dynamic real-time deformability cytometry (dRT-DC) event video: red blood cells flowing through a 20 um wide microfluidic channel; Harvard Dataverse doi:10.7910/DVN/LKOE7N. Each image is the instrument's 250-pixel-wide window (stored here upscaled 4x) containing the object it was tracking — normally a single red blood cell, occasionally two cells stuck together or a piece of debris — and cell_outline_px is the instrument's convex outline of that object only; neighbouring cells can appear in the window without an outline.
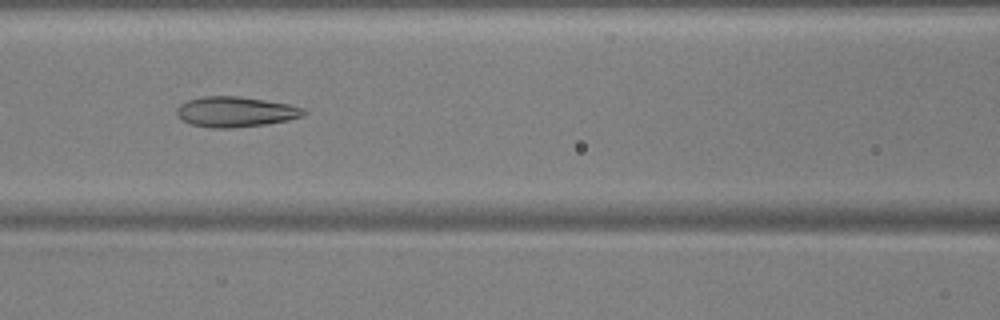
{"species": "common noctule bat (a hibernating species)", "species_latin": "Nyctalus noctula", "temperature_condition": "warm", "stored_images_in_passage": 38, "camera_frame_rate_fps": 3000, "um_per_image_px": 0.085, "animal": {"sex": "male", "body_mass_g": 17.9, "forearm_length_mm": 54.2}, "frame": {"image": 1, "passage_image": 9, "time_ms": 2.667, "image_size_px": [1000, 320], "cell_outline_px": [[308, 112], [304, 116], [288, 120], [264, 124], [232, 128], [212, 128], [192, 124], [176, 116], [176, 108], [180, 104], [188, 100], [204, 96], [240, 96], [288, 104], [304, 108]], "centroid_in_image_um": [20.02, 9.5], "position_along_channel_um": 146.6, "area_um2": 22.43}}
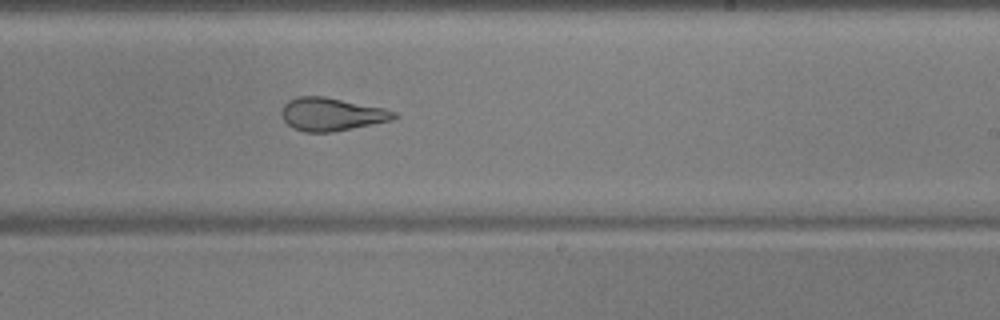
{"frame": {"image": 2, "passage_image": 18, "time_ms": 5.667, "image_size_px": [1000, 320], "cell_outline_px": [[400, 116], [392, 120], [332, 132], [304, 132], [292, 128], [284, 120], [280, 112], [284, 104], [288, 100], [296, 96], [324, 96], [384, 108], [396, 112]], "centroid_in_image_um": [28.16, 9.71], "position_along_channel_um": 260.8, "area_um2": 21.73}}
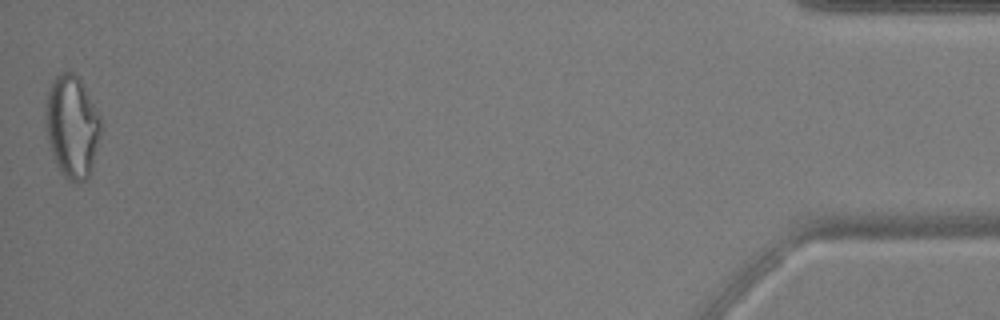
{"frame": {"image": 3, "passage_image": 38, "time_ms": 12.333, "image_size_px": [1000, 320], "cell_outline_px": [[100, 132], [92, 168], [88, 176], [84, 180], [68, 180], [60, 172], [56, 164], [48, 140], [44, 112], [44, 108], [48, 92], [52, 80], [60, 72], [72, 72], [80, 80], [100, 116]], "centroid_in_image_um": [6.09, 10.73], "position_along_channel_um": 429.1, "area_um2": 32.48}, "authors_computed_cell_mechanics": {"area_um2": 22.8888, "velocity_mm_per_s": 3.8172, "shape_relaxation_time_tau1_ms": 7.0164, "shape_relaxation_time_tau2_ms": 1.6699, "deformation_change_tau1": 0.2083, "deformation_change_tau2": 0.0972}}